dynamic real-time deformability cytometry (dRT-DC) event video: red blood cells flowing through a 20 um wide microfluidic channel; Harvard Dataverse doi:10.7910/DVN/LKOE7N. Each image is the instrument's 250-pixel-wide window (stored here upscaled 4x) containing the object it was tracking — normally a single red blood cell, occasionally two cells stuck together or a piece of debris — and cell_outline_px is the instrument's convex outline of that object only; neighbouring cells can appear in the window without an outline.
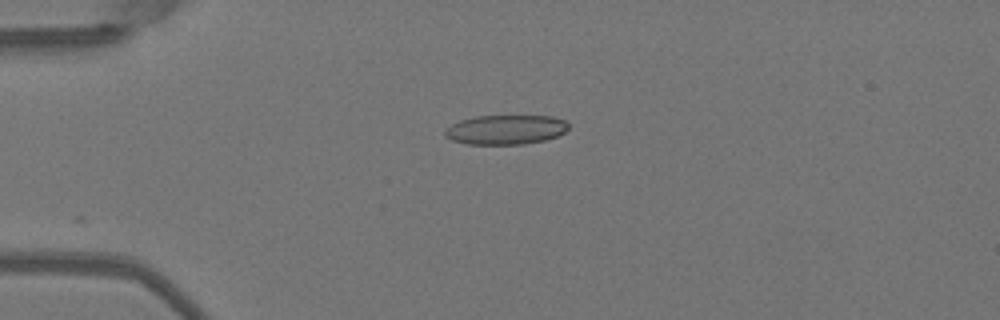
{"species": "Egyptian fruit bat (a non-hibernating species)", "species_latin": "Rousettus aegyptiacus", "temperature_condition": "warm", "stored_images_in_passage": 10, "camera_frame_rate_fps": 3000, "um_per_image_px": 0.085, "animal": {"sex": "female"}, "frame": {"image": 1, "passage_image": 1, "time_ms": 0.0, "image_size_px": [1000, 320], "cell_outline_px": [[568, 128], [564, 132], [556, 136], [544, 140], [524, 144], [468, 144], [452, 140], [444, 136], [444, 132], [452, 124], [460, 120], [476, 116], [552, 116], [564, 120], [568, 124]], "centroid_in_image_um": [42.97, 11.02], "position_along_channel_um": 42.0, "area_um2": 21.1}}
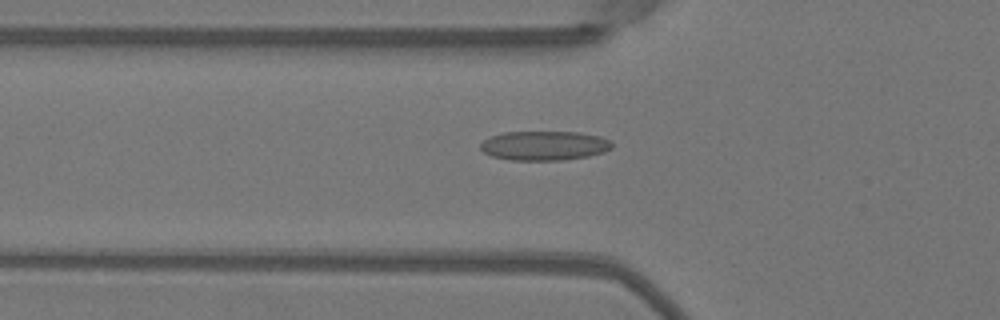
{"frame": {"image": 2, "passage_image": 6, "time_ms": 1.667, "image_size_px": [1000, 320], "cell_outline_px": [[612, 148], [604, 152], [588, 156], [560, 160], [508, 160], [492, 156], [484, 152], [480, 148], [480, 144], [484, 140], [492, 136], [504, 132], [580, 132], [600, 136], [612, 140]], "centroid_in_image_um": [46.29, 12.38], "position_along_channel_um": 79.5, "area_um2": 22.54}}
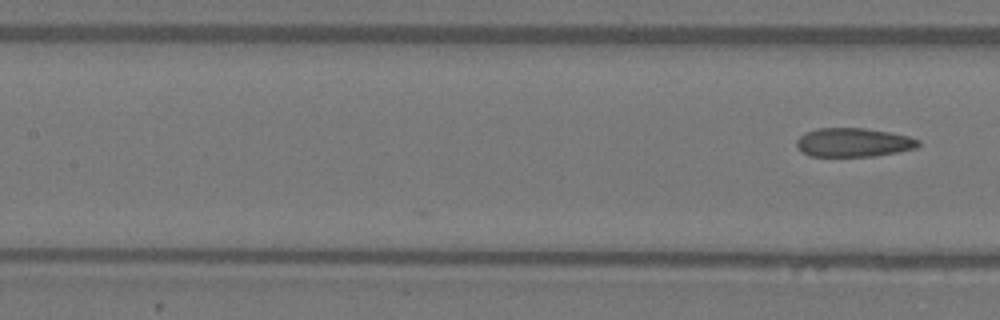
{"frame": {"image": 3, "passage_image": 10, "time_ms": 3.0, "image_size_px": [1000, 320], "cell_outline_px": [[920, 144], [916, 148], [876, 156], [808, 156], [796, 148], [796, 140], [800, 136], [816, 128], [864, 128], [888, 132], [908, 136], [920, 140]], "centroid_in_image_um": [72.52, 12.11], "position_along_channel_um": 134.9, "area_um2": 20.46}}